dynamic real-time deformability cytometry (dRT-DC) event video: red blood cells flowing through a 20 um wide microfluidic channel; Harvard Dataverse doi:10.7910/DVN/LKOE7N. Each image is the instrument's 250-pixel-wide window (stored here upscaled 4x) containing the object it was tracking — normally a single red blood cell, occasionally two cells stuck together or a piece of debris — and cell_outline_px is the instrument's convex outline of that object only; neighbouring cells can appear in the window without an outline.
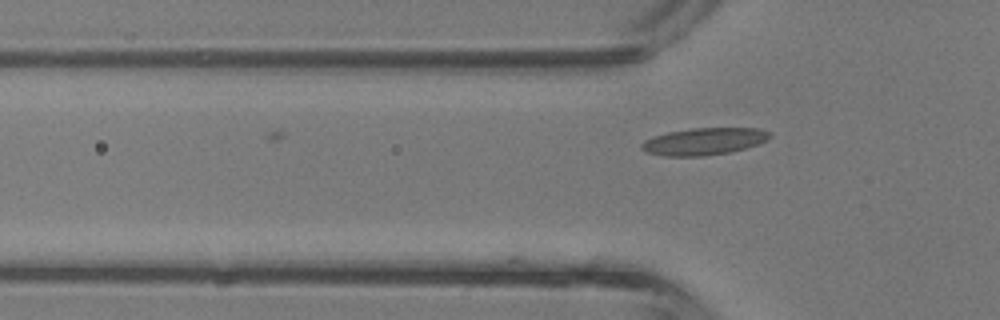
{"species": "common noctule bat (a hibernating species)", "species_latin": "Nyctalus noctula", "temperature_condition": "room temperature", "stored_images_in_passage": 5, "camera_frame_rate_fps": 3000, "um_per_image_px": 0.085, "animal": {"sex": "male", "body_mass_g": 13.3}, "frame": {"image": 1, "passage_image": 5, "time_ms": 1.333, "image_size_px": [1000, 320], "cell_outline_px": [[772, 136], [768, 140], [744, 148], [728, 152], [704, 156], [664, 156], [648, 152], [640, 148], [640, 144], [644, 140], [652, 136], [668, 132], [692, 128], [760, 128], [772, 132]], "centroid_in_image_um": [59.84, 12.01], "position_along_channel_um": 66.0, "area_um2": 20.29}}